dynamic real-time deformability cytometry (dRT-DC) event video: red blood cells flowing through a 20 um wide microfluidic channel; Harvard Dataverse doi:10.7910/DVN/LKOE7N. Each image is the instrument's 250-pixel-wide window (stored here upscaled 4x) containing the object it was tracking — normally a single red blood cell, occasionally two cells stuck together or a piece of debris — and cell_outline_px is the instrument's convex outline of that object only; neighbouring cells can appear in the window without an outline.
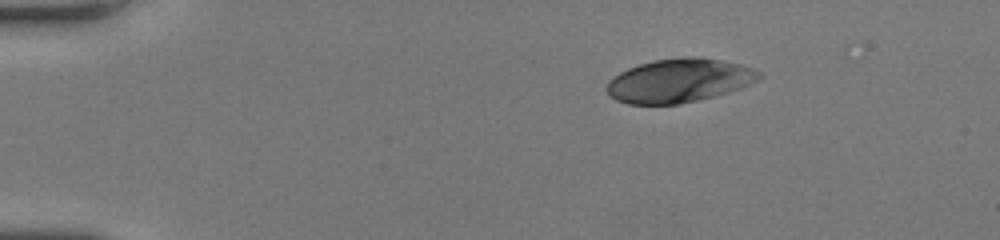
{"species": "human", "species_latin": "Homo sapiens", "temperature_condition": "room temperature", "stored_images_in_passage": 43, "camera_frame_rate_fps": 3000, "um_per_image_px": 0.085, "donor": {"sex": "female"}, "frame": {"image": 1, "passage_image": 1, "time_ms": 0.0, "image_size_px": [1000, 240], "cell_outline_px": [[764, 76], [740, 88], [728, 92], [680, 104], [628, 104], [616, 100], [608, 96], [604, 88], [608, 80], [612, 76], [628, 68], [640, 64], [656, 60], [680, 56], [700, 56], [740, 64], [752, 68], [760, 72]], "centroid_in_image_um": [57.67, 6.84], "position_along_channel_um": 27.3, "area_um2": 38.96}}
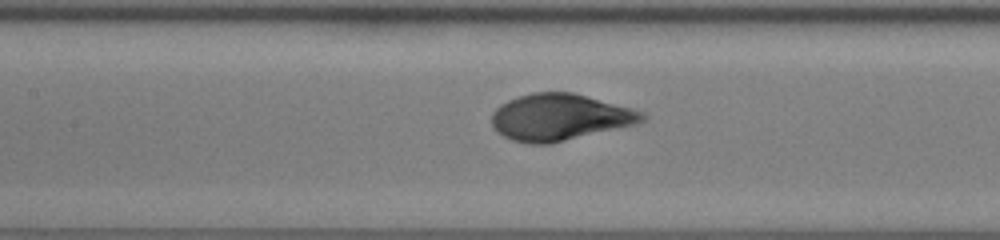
{"frame": {"image": 2, "passage_image": 17, "time_ms": 5.333, "image_size_px": [1000, 240], "cell_outline_px": [[648, 116], [644, 120], [636, 124], [552, 144], [528, 144], [512, 140], [496, 132], [492, 128], [492, 112], [500, 104], [508, 100], [532, 92], [572, 92], [632, 108], [644, 112]], "centroid_in_image_um": [47.57, 9.97], "position_along_channel_um": 159.8, "area_um2": 41.1}}
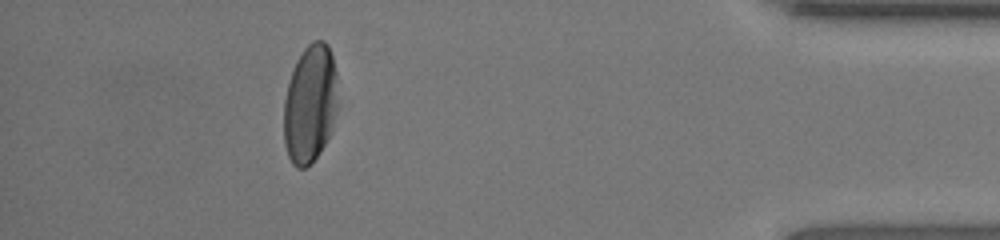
{"frame": {"image": 3, "passage_image": 38, "time_ms": 12.333, "image_size_px": [1000, 240], "cell_outline_px": [[336, 104], [328, 136], [320, 152], [304, 168], [296, 168], [292, 164], [288, 156], [284, 144], [284, 100], [288, 84], [296, 60], [304, 48], [312, 40], [324, 40], [328, 44], [332, 56], [336, 72]], "centroid_in_image_um": [26.32, 8.79], "position_along_channel_um": 408.9, "area_um2": 36.76}, "authors_computed_cell_mechanics": {"area_um2": 40.6334, "velocity_mm_per_s": 4.2167, "shape_relaxation_time_tau1_ms": 2.5616, "shape_relaxation_time_tau2_ms": null, "deformation_change_tau1": 0.1863, "deformation_change_tau2": null}}